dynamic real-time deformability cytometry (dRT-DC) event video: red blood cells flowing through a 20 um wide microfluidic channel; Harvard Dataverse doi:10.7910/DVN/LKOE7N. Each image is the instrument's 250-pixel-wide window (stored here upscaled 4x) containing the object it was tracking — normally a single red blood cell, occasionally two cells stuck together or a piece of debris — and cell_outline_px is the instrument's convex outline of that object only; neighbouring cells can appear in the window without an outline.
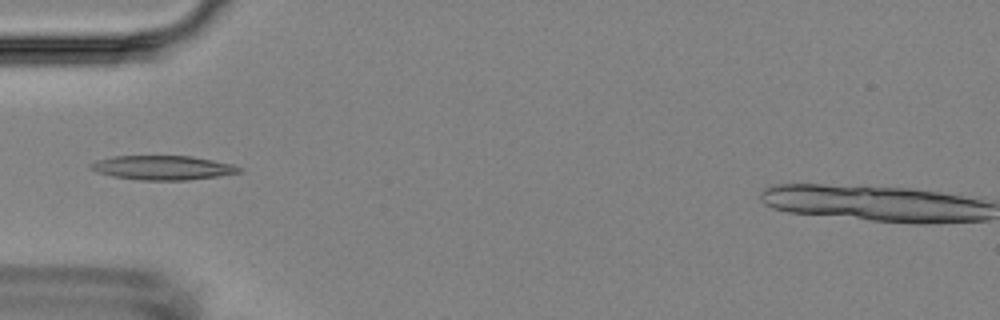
{"species": "Egyptian fruit bat (a non-hibernating species)", "species_latin": "Rousettus aegyptiacus", "temperature_condition": "room temperature", "stored_images_in_passage": 6, "camera_frame_rate_fps": 3000, "um_per_image_px": 0.085, "animal": {"sex": "female"}, "frame": {"image": 1, "passage_image": 6, "time_ms": 5.667, "image_size_px": [1000, 320], "cell_outline_px": [[244, 172], [220, 176], [188, 180], [140, 180], [112, 176], [96, 172], [88, 168], [88, 164], [96, 160], [112, 156], [192, 156], [236, 164], [244, 168]], "centroid_in_image_um": [13.88, 14.25], "position_along_channel_um": 71.1, "area_um2": 21.44}}